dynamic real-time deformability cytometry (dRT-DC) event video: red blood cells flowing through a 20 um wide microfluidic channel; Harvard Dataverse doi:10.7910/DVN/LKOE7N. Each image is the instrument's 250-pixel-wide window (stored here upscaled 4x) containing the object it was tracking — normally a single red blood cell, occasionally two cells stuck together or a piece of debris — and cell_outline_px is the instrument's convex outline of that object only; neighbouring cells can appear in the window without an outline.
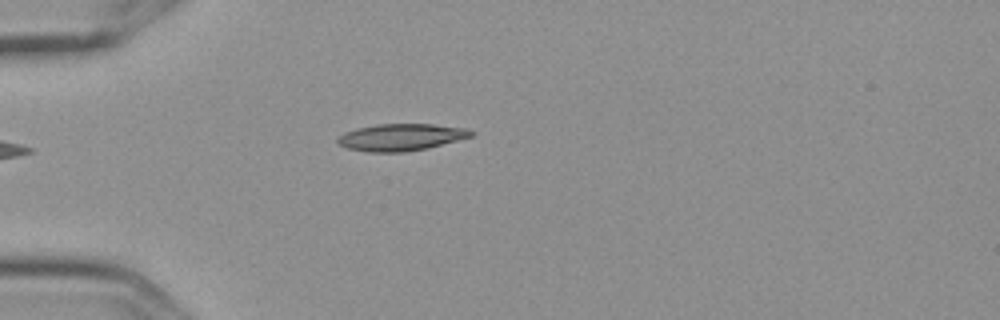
{"species": "Egyptian fruit bat (a non-hibernating species)", "species_latin": "Rousettus aegyptiacus", "temperature_condition": "cold", "stored_images_in_passage": 6, "camera_frame_rate_fps": 3000, "um_per_image_px": 0.085, "frame": {"image": 1, "passage_image": 6, "time_ms": 1.667, "image_size_px": [1000, 320], "cell_outline_px": [[476, 132], [472, 136], [428, 148], [404, 152], [368, 152], [348, 148], [340, 144], [336, 140], [344, 132], [356, 128], [376, 124], [432, 124], [468, 128]], "centroid_in_image_um": [34.11, 11.65], "position_along_channel_um": 50.9, "area_um2": 20.98}}